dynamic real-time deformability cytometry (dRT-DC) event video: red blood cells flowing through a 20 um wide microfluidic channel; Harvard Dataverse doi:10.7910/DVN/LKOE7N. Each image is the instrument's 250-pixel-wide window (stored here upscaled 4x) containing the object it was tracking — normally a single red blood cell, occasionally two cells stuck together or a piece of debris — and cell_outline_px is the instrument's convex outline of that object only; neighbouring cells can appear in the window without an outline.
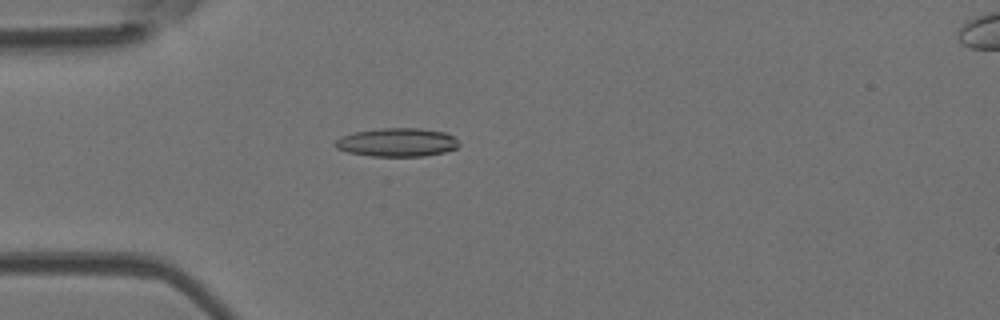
{"species": "Egyptian fruit bat (a non-hibernating species)", "species_latin": "Rousettus aegyptiacus", "temperature_condition": "room temperature", "stored_images_in_passage": 47, "camera_frame_rate_fps": 3000, "um_per_image_px": 0.085, "animal": {"sex": "female"}, "frame": {"image": 1, "passage_image": 10, "time_ms": 3.0, "image_size_px": [1000, 320], "cell_outline_px": [[460, 144], [456, 148], [444, 152], [424, 156], [372, 156], [348, 152], [336, 148], [332, 144], [340, 136], [352, 132], [380, 128], [420, 128], [444, 132], [452, 136]], "centroid_in_image_um": [33.7, 12.09], "position_along_channel_um": 51.3, "area_um2": 20.63}}
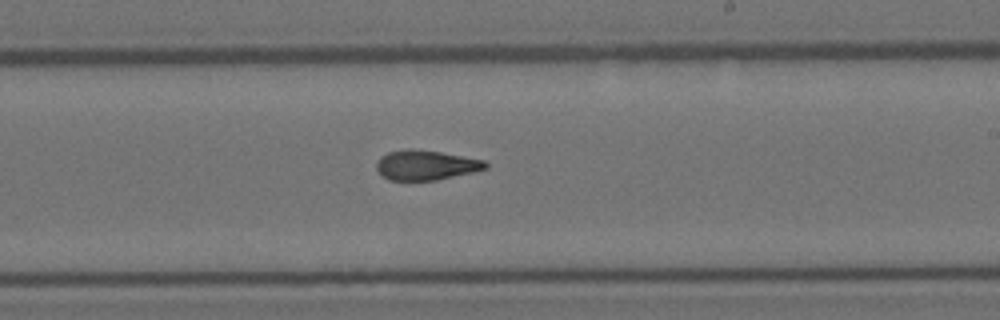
{"frame": {"image": 2, "passage_image": 26, "time_ms": 8.333, "image_size_px": [1000, 320], "cell_outline_px": [[488, 168], [472, 172], [436, 180], [388, 180], [376, 168], [376, 160], [380, 156], [388, 152], [408, 148], [440, 152], [484, 160], [488, 164]], "centroid_in_image_um": [36.17, 14.03], "position_along_channel_um": 252.8, "area_um2": 18.84}}
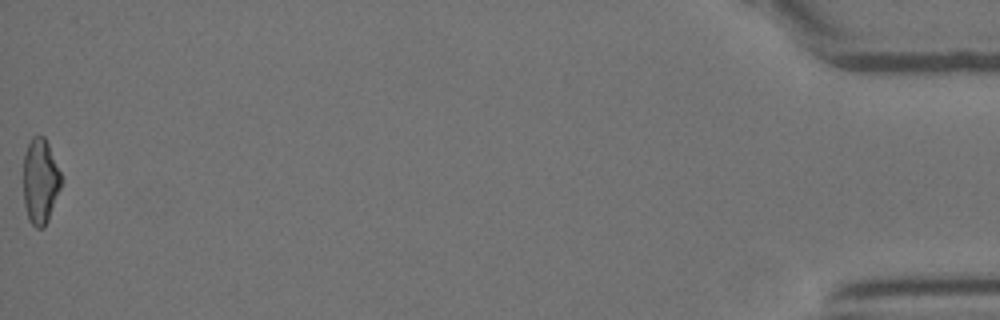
{"frame": {"image": 3, "passage_image": 47, "time_ms": 15.333, "image_size_px": [1000, 320], "cell_outline_px": [[60, 188], [48, 220], [44, 228], [36, 228], [28, 220], [24, 204], [24, 156], [28, 144], [32, 136], [44, 136], [48, 144], [60, 172]], "centroid_in_image_um": [3.4, 15.43], "position_along_channel_um": 431.8, "area_um2": 18.5}, "authors_computed_cell_mechanics": {"area_um2": 19.1896, "velocity_mm_per_s": 3.9662, "shape_relaxation_time_tau1_ms": 10.1107, "shape_relaxation_time_tau2_ms": 3.142, "deformation_change_tau1": 0.2693, "deformation_change_tau2": 0.1236}}